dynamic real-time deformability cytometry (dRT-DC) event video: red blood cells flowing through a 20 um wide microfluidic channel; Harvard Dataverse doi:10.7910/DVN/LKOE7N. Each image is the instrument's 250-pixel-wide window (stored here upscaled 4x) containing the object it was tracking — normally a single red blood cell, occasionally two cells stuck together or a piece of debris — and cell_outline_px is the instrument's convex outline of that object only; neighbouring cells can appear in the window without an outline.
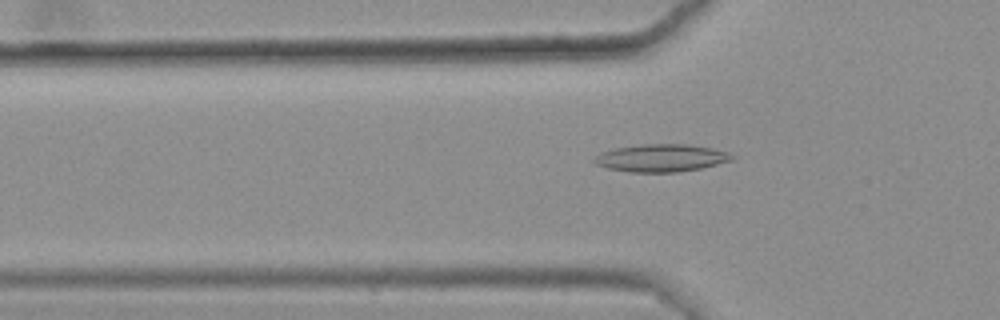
{"species": "common noctule bat (a hibernating species)", "species_latin": "Nyctalus noctula", "temperature_condition": "warm", "stored_images_in_passage": 50, "camera_frame_rate_fps": 3000, "um_per_image_px": 0.085, "animal": {"sex": "female", "body_mass_g": 25.1}, "frame": {"image": 1, "passage_image": 18, "time_ms": 5.667, "image_size_px": [1000, 320], "cell_outline_px": [[736, 156], [732, 160], [700, 168], [676, 172], [628, 172], [608, 168], [596, 164], [592, 160], [600, 152], [616, 148], [640, 144], [688, 144], [712, 148], [728, 152]], "centroid_in_image_um": [56.19, 13.42], "position_along_channel_um": 69.6, "area_um2": 22.08}}
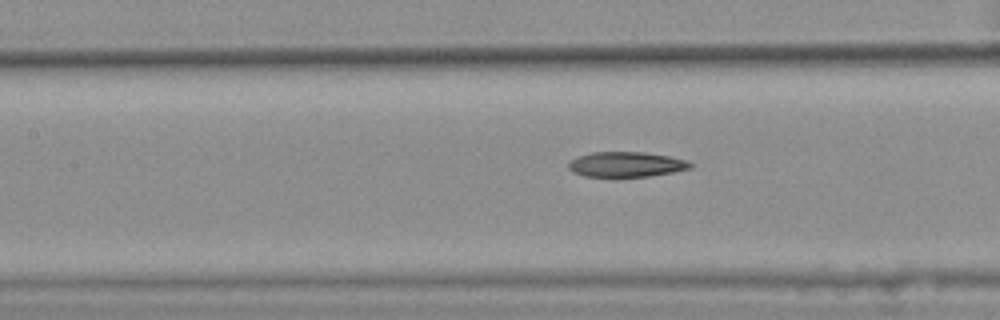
{"frame": {"image": 2, "passage_image": 25, "time_ms": 8.0, "image_size_px": [1000, 320], "cell_outline_px": [[692, 168], [672, 172], [648, 176], [584, 176], [572, 172], [568, 168], [568, 164], [576, 156], [592, 152], [644, 152], [668, 156], [684, 160], [692, 164]], "centroid_in_image_um": [53.18, 13.96], "position_along_channel_um": 154.2, "area_um2": 17.63}}
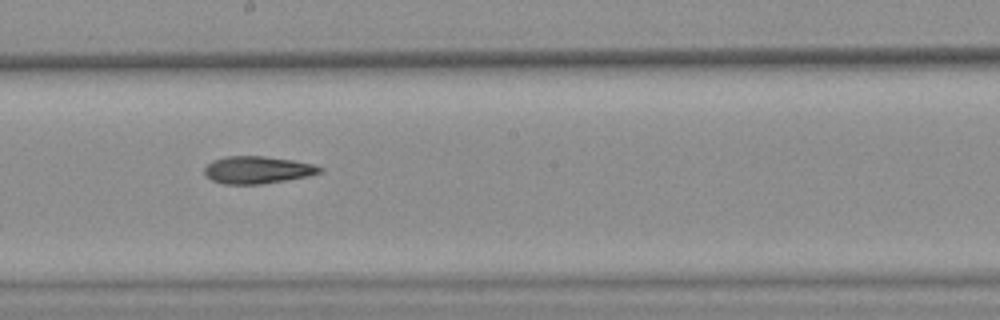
{"frame": {"image": 3, "passage_image": 31, "time_ms": 10.0, "image_size_px": [1000, 320], "cell_outline_px": [[324, 168], [320, 172], [308, 176], [260, 184], [224, 184], [212, 180], [204, 176], [204, 168], [212, 160], [224, 156], [264, 156], [292, 160], [312, 164]], "centroid_in_image_um": [21.83, 14.43], "position_along_channel_um": 226.4, "area_um2": 18.32}}